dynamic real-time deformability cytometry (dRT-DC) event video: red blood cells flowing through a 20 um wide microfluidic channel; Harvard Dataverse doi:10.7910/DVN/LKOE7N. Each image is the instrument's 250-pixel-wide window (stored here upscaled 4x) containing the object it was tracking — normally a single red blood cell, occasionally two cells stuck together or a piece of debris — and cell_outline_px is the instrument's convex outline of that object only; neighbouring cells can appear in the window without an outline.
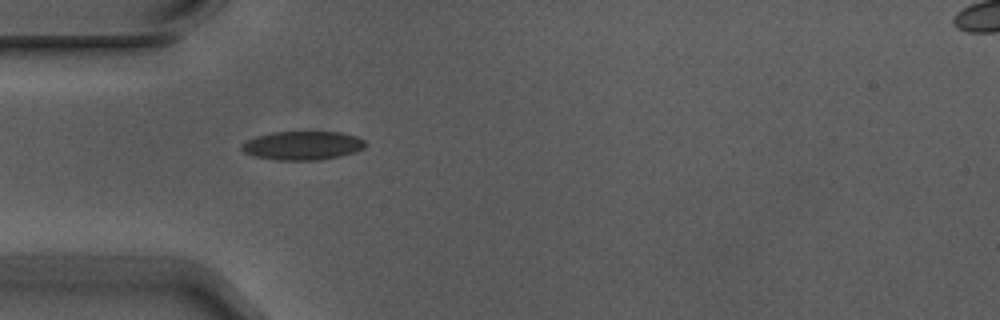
{"species": "Egyptian fruit bat (a non-hibernating species)", "species_latin": "Rousettus aegyptiacus", "temperature_condition": "warm", "stored_images_in_passage": 1, "camera_frame_rate_fps": 3000, "um_per_image_px": 0.085, "animal": {"sex": "male"}, "frame": {"image": 1, "passage_image": 1, "time_ms": 0.0, "image_size_px": [1000, 320], "cell_outline_px": [[364, 148], [356, 152], [340, 156], [320, 160], [276, 160], [256, 156], [244, 152], [240, 148], [248, 140], [256, 136], [276, 132], [340, 132], [356, 136], [364, 140]], "centroid_in_image_um": [25.75, 12.37], "position_along_channel_um": 59.3, "area_um2": 20.52}}